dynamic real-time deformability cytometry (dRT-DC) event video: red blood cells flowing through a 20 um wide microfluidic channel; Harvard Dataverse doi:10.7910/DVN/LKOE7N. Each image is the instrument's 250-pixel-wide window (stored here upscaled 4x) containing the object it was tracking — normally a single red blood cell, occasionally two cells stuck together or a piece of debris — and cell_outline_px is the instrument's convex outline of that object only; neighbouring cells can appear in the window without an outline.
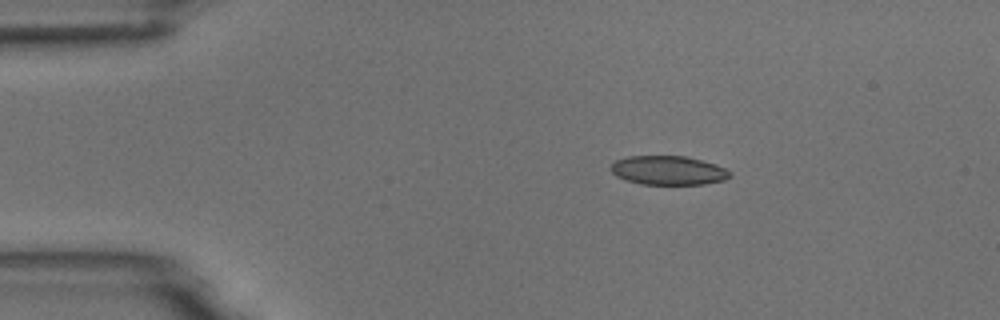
{"species": "common noctule bat (a hibernating species)", "species_latin": "Nyctalus noctula", "temperature_condition": "room temperature", "stored_images_in_passage": 3, "camera_frame_rate_fps": 3000, "um_per_image_px": 0.085, "animal": {"sex": "male", "body_mass_g": 18.8}, "frame": {"image": 1, "passage_image": 2, "time_ms": 1.333, "image_size_px": [1000, 320], "cell_outline_px": [[732, 176], [724, 180], [704, 184], [640, 184], [624, 180], [616, 176], [612, 172], [612, 164], [616, 160], [628, 156], [684, 156], [716, 164], [732, 172]], "centroid_in_image_um": [56.81, 14.49], "position_along_channel_um": 28.2, "area_um2": 20.11}}